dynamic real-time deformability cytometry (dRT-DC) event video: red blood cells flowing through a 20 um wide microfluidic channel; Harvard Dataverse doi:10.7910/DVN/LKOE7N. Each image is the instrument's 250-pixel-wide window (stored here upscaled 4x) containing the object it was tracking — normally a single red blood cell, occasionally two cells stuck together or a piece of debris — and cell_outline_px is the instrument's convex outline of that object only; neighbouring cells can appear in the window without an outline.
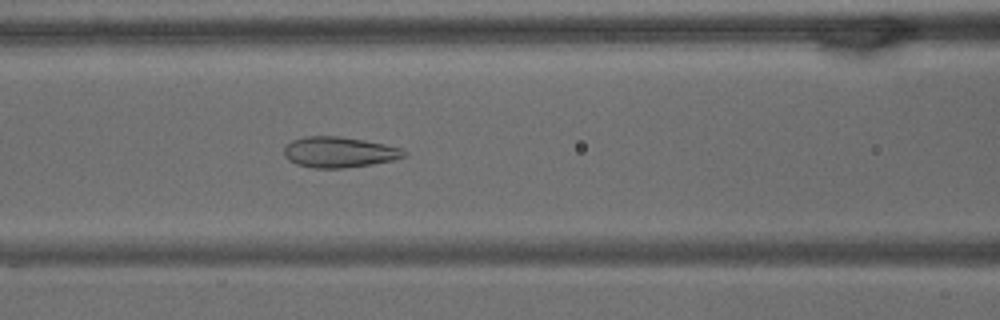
{"species": "common noctule bat (a hibernating species)", "species_latin": "Nyctalus noctula", "temperature_condition": "warm", "stored_images_in_passage": 62, "camera_frame_rate_fps": 3000, "um_per_image_px": 0.085, "animal": {"sex": "male", "body_mass_g": 15.6}, "frame": {"image": 1, "passage_image": 24, "time_ms": 7.667, "image_size_px": [1000, 320], "cell_outline_px": [[408, 156], [392, 160], [372, 164], [344, 168], [312, 168], [296, 164], [288, 160], [284, 156], [284, 148], [292, 140], [304, 136], [340, 136], [364, 140], [384, 144], [400, 148], [408, 152]], "centroid_in_image_um": [28.82, 12.93], "position_along_channel_um": 137.8, "area_um2": 21.56}}
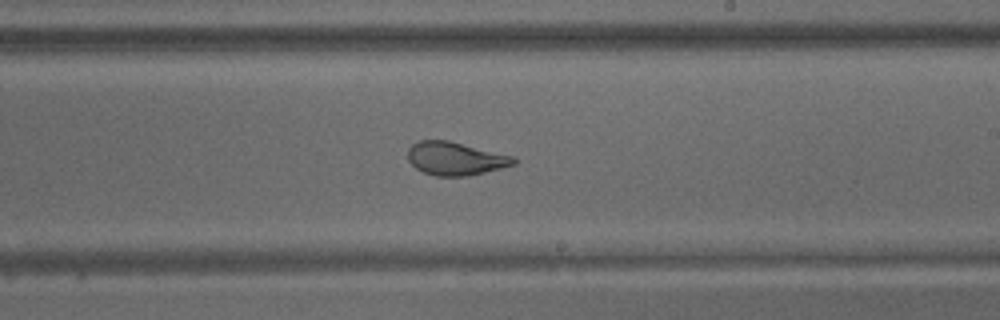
{"frame": {"image": 2, "passage_image": 35, "time_ms": 11.333, "image_size_px": [1000, 320], "cell_outline_px": [[516, 164], [468, 176], [436, 176], [424, 172], [416, 168], [408, 160], [408, 148], [412, 144], [420, 140], [448, 140], [516, 156]], "centroid_in_image_um": [38.72, 13.47], "position_along_channel_um": 250.3, "area_um2": 20.58}}
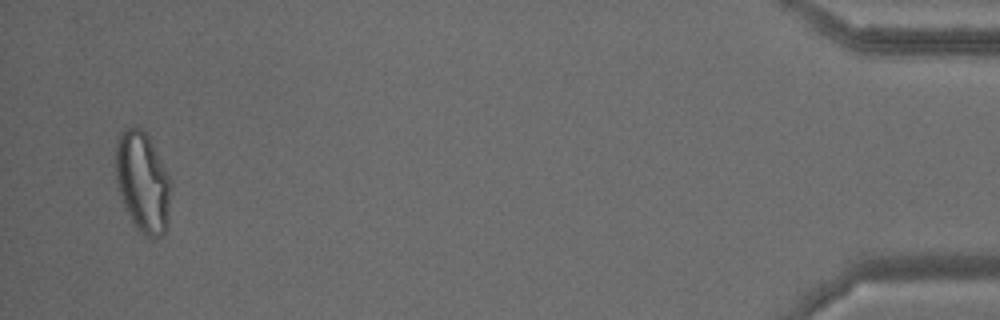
{"frame": {"image": 3, "passage_image": 60, "time_ms": 19.667, "image_size_px": [1000, 320], "cell_outline_px": [[168, 224], [164, 232], [156, 240], [152, 240], [140, 232], [132, 224], [124, 208], [116, 180], [116, 140], [120, 132], [124, 128], [144, 128], [168, 176]], "centroid_in_image_um": [12.08, 15.51], "position_along_channel_um": 423.1, "area_um2": 31.96}, "authors_computed_cell_mechanics": {"area_um2": 26.588, "velocity_mm_per_s": 3.0754, "shape_relaxation_time_tau1_ms": null, "shape_relaxation_time_tau2_ms": 1.2148, "deformation_change_tau1": null, "deformation_change_tau2": 0.0796}}